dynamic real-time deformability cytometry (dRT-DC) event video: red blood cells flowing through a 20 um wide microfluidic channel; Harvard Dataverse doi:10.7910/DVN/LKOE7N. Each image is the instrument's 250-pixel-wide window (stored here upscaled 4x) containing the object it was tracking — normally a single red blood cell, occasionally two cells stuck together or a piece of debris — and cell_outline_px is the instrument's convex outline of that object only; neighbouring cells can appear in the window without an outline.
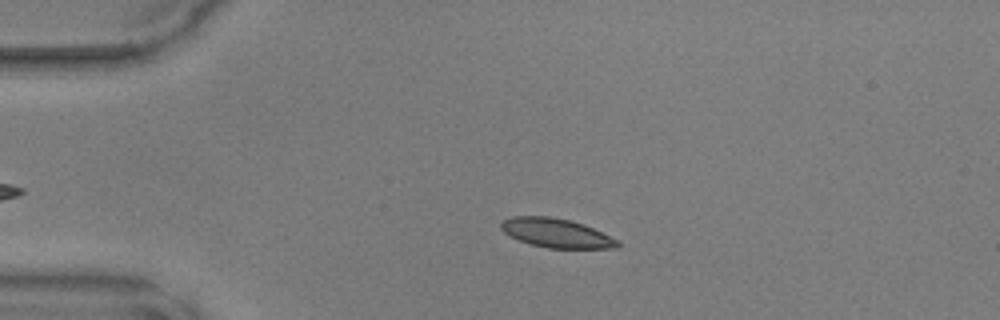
{"species": "common noctule bat (a hibernating species)", "species_latin": "Nyctalus noctula", "temperature_condition": "warm", "stored_images_in_passage": 42, "camera_frame_rate_fps": 3000, "um_per_image_px": 0.085, "animal": {"sex": "male", "body_mass_g": 17.9, "forearm_length_mm": 54.2}, "frame": {"image": 1, "passage_image": 10, "time_ms": 3.0, "image_size_px": [1000, 320], "cell_outline_px": [[620, 244], [616, 248], [548, 248], [528, 244], [508, 236], [500, 228], [500, 224], [504, 220], [512, 216], [548, 216], [568, 220], [584, 224], [620, 240]], "centroid_in_image_um": [47.27, 19.81], "position_along_channel_um": 37.7, "area_um2": 19.88}}
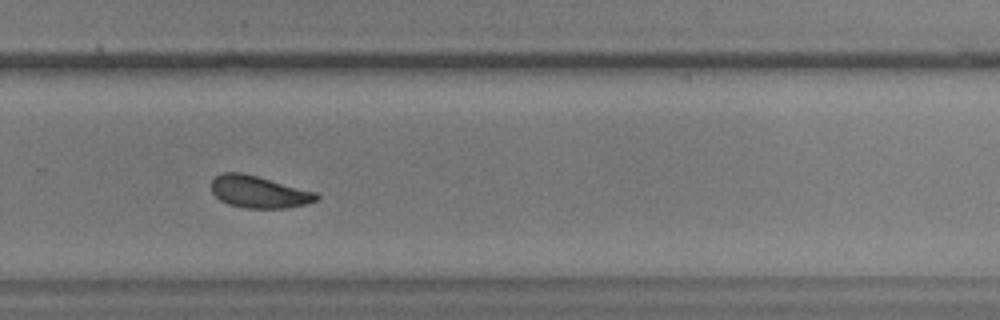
{"frame": {"image": 2, "passage_image": 32, "time_ms": 10.333, "image_size_px": [1000, 320], "cell_outline_px": [[320, 196], [316, 200], [308, 204], [284, 208], [244, 208], [228, 204], [220, 200], [212, 192], [212, 180], [220, 172], [244, 172], [316, 192]], "centroid_in_image_um": [22.0, 16.3], "position_along_channel_um": 307.8, "area_um2": 19.77}}
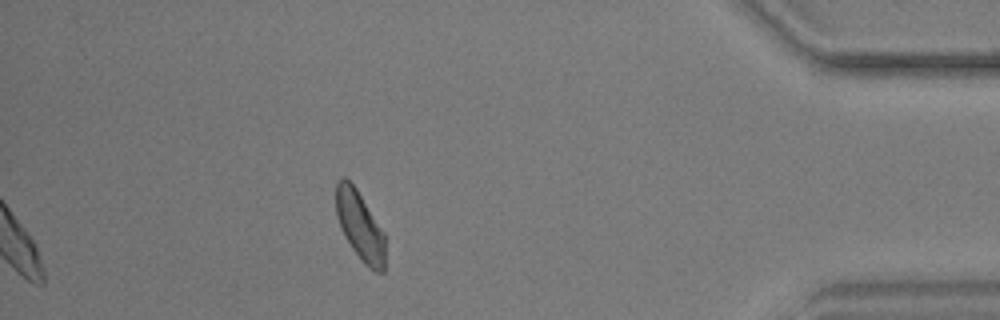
{"frame": {"image": 3, "passage_image": 42, "time_ms": 13.667, "image_size_px": [1000, 320], "cell_outline_px": [[384, 272], [376, 272], [368, 268], [364, 264], [352, 248], [344, 236], [340, 228], [336, 216], [336, 180], [344, 176], [356, 188], [384, 232]], "centroid_in_image_um": [30.57, 19.19], "position_along_channel_um": 404.6, "area_um2": 19.77}}